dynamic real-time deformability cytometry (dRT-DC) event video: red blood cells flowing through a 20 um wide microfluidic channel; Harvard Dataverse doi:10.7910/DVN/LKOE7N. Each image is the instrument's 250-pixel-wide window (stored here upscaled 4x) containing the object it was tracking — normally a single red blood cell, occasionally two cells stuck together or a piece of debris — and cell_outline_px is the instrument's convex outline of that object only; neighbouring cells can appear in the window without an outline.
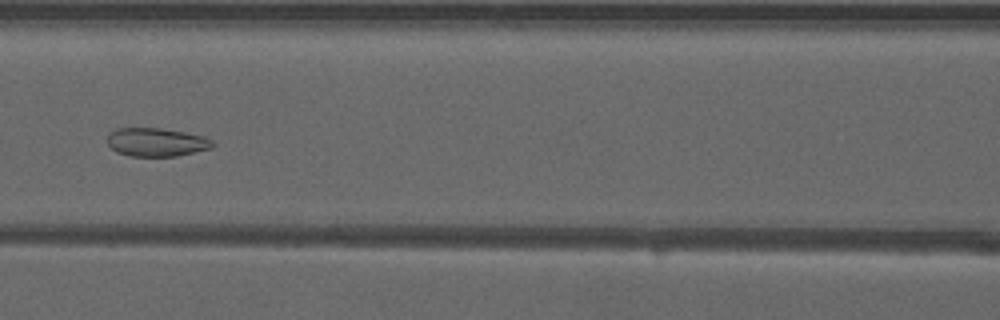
{"species": "common noctule bat (a hibernating species)", "species_latin": "Nyctalus noctula", "temperature_condition": "warm", "stored_images_in_passage": 36, "camera_frame_rate_fps": 3000, "um_per_image_px": 0.085, "animal": {"sex": "male", "forearm_length_mm": 52.5}, "frame": {"image": 1, "passage_image": 8, "time_ms": 2.333, "image_size_px": [1000, 320], "cell_outline_px": [[216, 144], [212, 148], [176, 156], [132, 156], [116, 152], [108, 144], [108, 136], [116, 128], [160, 128], [184, 132], [204, 136], [212, 140]], "centroid_in_image_um": [13.32, 12.08], "position_along_channel_um": 153.3, "area_um2": 17.4}}
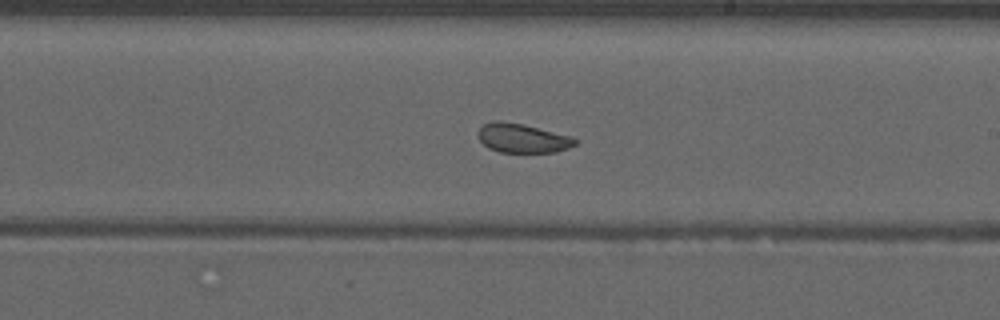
{"frame": {"image": 2, "passage_image": 15, "time_ms": 4.667, "image_size_px": [1000, 320], "cell_outline_px": [[580, 140], [576, 144], [568, 148], [556, 152], [500, 152], [488, 148], [476, 136], [476, 132], [484, 124], [492, 120], [500, 120], [524, 124], [572, 136]], "centroid_in_image_um": [44.41, 11.73], "position_along_channel_um": 244.6, "area_um2": 16.76}}
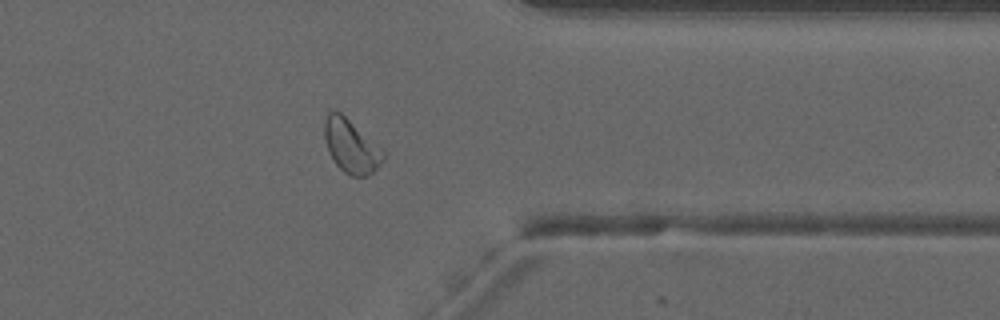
{"frame": {"image": 3, "passage_image": 26, "time_ms": 8.333, "image_size_px": [1000, 320], "cell_outline_px": [[384, 160], [368, 176], [352, 176], [344, 172], [336, 164], [328, 152], [324, 136], [324, 120], [328, 112], [340, 112], [384, 152]], "centroid_in_image_um": [29.8, 12.45], "position_along_channel_um": 381.6, "area_um2": 17.8}, "authors_computed_cell_mechanics": {"area_um2": 17.7446, "velocity_mm_per_s": 3.93, "shape_relaxation_time_tau1_ms": null, "shape_relaxation_time_tau2_ms": 1.2492, "deformation_change_tau1": null, "deformation_change_tau2": 0.0629}}